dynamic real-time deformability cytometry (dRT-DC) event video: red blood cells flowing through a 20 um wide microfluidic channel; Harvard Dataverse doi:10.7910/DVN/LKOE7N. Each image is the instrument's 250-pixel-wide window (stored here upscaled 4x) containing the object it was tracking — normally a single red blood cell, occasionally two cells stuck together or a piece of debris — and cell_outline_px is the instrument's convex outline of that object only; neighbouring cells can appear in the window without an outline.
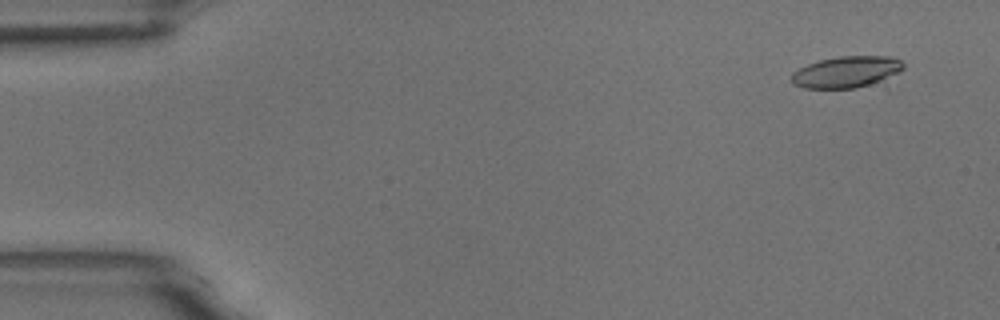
{"species": "common noctule bat (a hibernating species)", "species_latin": "Nyctalus noctula", "temperature_condition": "room temperature", "stored_images_in_passage": 55, "camera_frame_rate_fps": 3000, "um_per_image_px": 0.085, "animal": {"sex": "male", "body_mass_g": 18.8}, "frame": {"image": 1, "passage_image": 4, "time_ms": 1.0, "image_size_px": [1000, 320], "cell_outline_px": [[904, 68], [888, 92], [804, 88], [792, 84], [792, 72], [808, 64], [820, 60], [836, 56], [892, 56], [900, 60], [904, 64]], "centroid_in_image_um": [72.27, 6.26], "position_along_channel_um": 12.7, "area_um2": 23.58}}
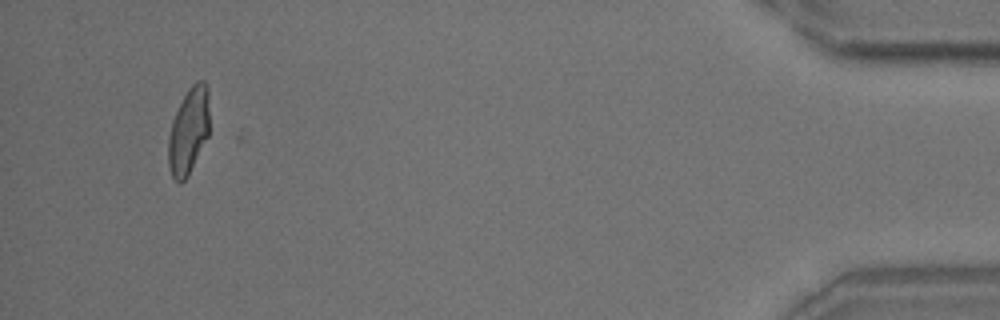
{"frame": {"image": 2, "passage_image": 52, "time_ms": 17.0, "image_size_px": [1000, 320], "cell_outline_px": [[208, 136], [188, 176], [180, 184], [172, 176], [168, 164], [168, 136], [172, 120], [188, 88], [196, 80], [204, 80], [208, 88]], "centroid_in_image_um": [16.02, 11.12], "position_along_channel_um": 419.2, "area_um2": 20.63}}